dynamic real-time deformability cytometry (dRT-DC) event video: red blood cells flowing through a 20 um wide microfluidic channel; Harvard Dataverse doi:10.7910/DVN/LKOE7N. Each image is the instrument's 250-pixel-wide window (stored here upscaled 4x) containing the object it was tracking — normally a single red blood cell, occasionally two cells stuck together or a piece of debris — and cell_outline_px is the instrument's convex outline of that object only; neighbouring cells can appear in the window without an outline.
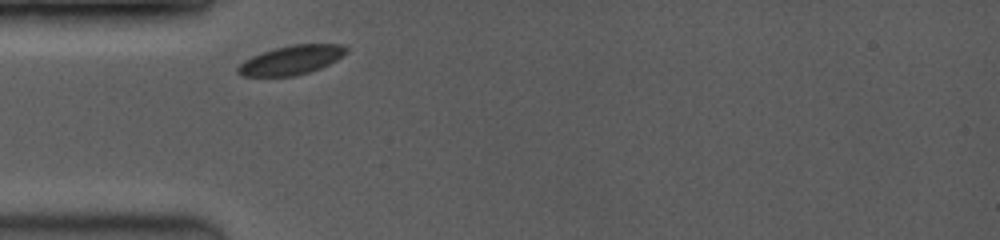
{"species": "common noctule bat (a hibernating species)", "species_latin": "Nyctalus noctula", "temperature_condition": "room temperature", "stored_images_in_passage": 19, "camera_frame_rate_fps": 3500, "um_per_image_px": 0.085, "animal": {"sex": "female", "body_mass_g": 19.0, "forearm_length_mm": 53.3}, "frame": {"image": 1, "passage_image": 1, "time_ms": 0.0, "image_size_px": [1000, 240], "cell_outline_px": [[348, 52], [336, 60], [320, 68], [308, 72], [292, 76], [240, 76], [236, 72], [236, 68], [244, 60], [252, 56], [276, 48], [292, 44], [344, 44], [348, 48]], "centroid_in_image_um": [24.76, 5.1], "position_along_channel_um": 60.2, "area_um2": 18.32}}
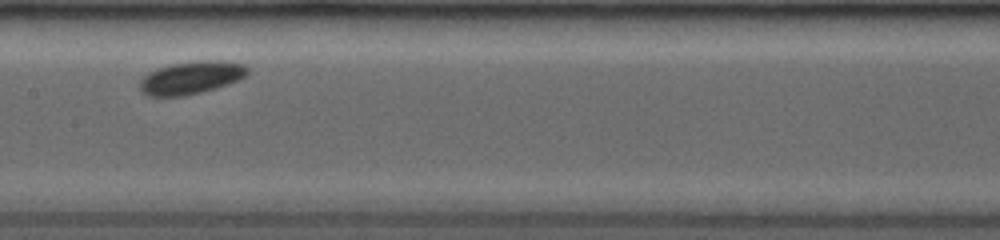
{"frame": {"image": 2, "passage_image": 7, "time_ms": 3.429, "image_size_px": [1000, 240], "cell_outline_px": [[248, 72], [240, 80], [228, 84], [200, 92], [184, 96], [148, 96], [140, 92], [140, 80], [148, 72], [156, 68], [172, 64], [196, 60], [220, 60], [248, 64]], "centroid_in_image_um": [16.25, 6.59], "position_along_channel_um": 191.1, "area_um2": 20.81}}
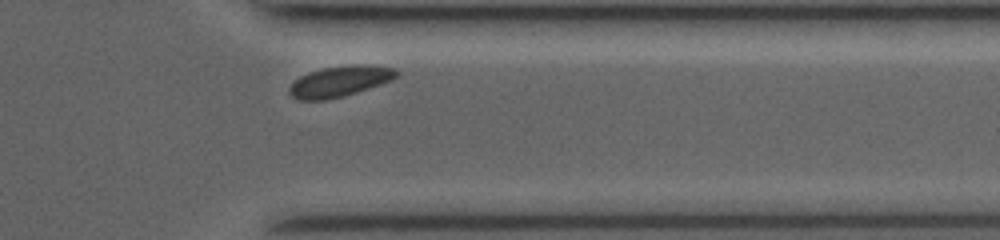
{"frame": {"image": 3, "passage_image": 17, "time_ms": 8.286, "image_size_px": [1000, 240], "cell_outline_px": [[400, 72], [392, 80], [344, 96], [324, 100], [296, 100], [288, 92], [288, 88], [300, 76], [308, 72], [324, 68], [348, 64], [372, 64], [396, 68]], "centroid_in_image_um": [28.9, 6.89], "position_along_channel_um": 382.5, "area_um2": 19.36}}